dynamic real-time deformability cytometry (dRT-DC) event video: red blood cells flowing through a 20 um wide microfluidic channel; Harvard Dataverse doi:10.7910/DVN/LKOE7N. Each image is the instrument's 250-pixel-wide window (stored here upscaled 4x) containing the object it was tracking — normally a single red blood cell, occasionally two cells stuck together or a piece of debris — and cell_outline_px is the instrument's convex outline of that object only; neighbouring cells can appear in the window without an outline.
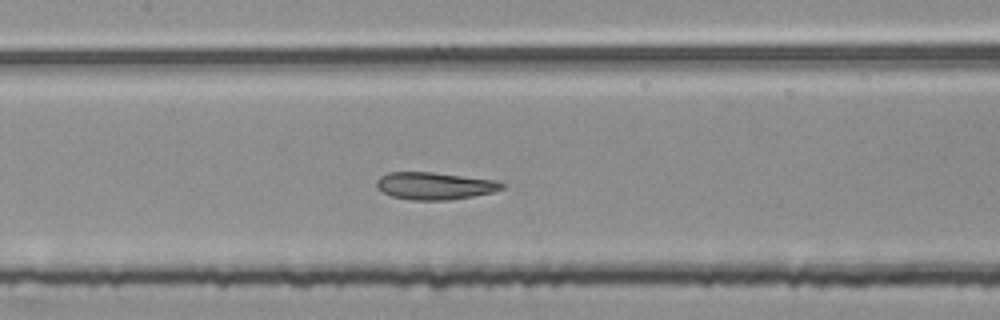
{"species": "common noctule bat (a hibernating species)", "species_latin": "Nyctalus noctula", "temperature_condition": "room temperature", "stored_images_in_passage": 43, "segment_of_instrument_passage": [2, 2], "camera_frame_rate_fps": 3000, "um_per_image_px": 0.085, "animal": {"sex": "female", "body_mass_g": 25.1}, "frame": {"image": 1, "passage_image": 17, "time_ms": 5.333, "image_size_px": [1000, 320], "cell_outline_px": [[508, 184], [504, 188], [492, 192], [472, 196], [448, 200], [412, 200], [392, 196], [376, 188], [376, 180], [380, 176], [388, 172], [432, 172], [496, 180]], "centroid_in_image_um": [36.95, 15.79], "position_along_channel_um": 170.4, "area_um2": 20.0}}
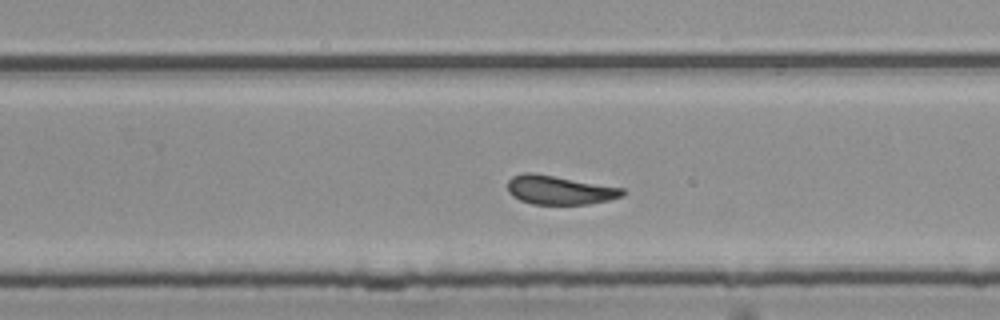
{"frame": {"image": 2, "passage_image": 26, "time_ms": 8.333, "image_size_px": [1000, 320], "cell_outline_px": [[628, 192], [624, 196], [608, 200], [588, 204], [532, 204], [520, 200], [512, 196], [508, 192], [508, 180], [512, 176], [524, 172], [532, 172], [624, 188]], "centroid_in_image_um": [47.57, 16.15], "position_along_channel_um": 282.2, "area_um2": 19.48}}
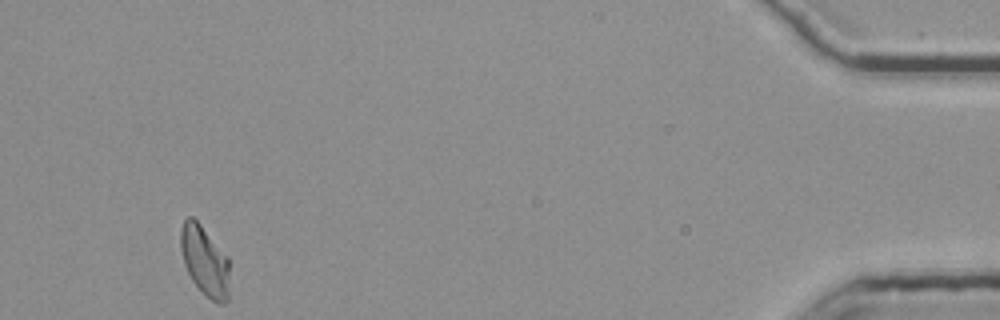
{"frame": {"image": 3, "passage_image": 43, "time_ms": 14.0, "image_size_px": [1000, 320], "cell_outline_px": [[228, 300], [224, 304], [220, 304], [212, 300], [192, 280], [184, 264], [180, 248], [180, 232], [184, 220], [188, 216], [192, 216], [200, 224], [228, 256]], "centroid_in_image_um": [17.39, 22.15], "position_along_channel_um": 417.8, "area_um2": 19.65}}